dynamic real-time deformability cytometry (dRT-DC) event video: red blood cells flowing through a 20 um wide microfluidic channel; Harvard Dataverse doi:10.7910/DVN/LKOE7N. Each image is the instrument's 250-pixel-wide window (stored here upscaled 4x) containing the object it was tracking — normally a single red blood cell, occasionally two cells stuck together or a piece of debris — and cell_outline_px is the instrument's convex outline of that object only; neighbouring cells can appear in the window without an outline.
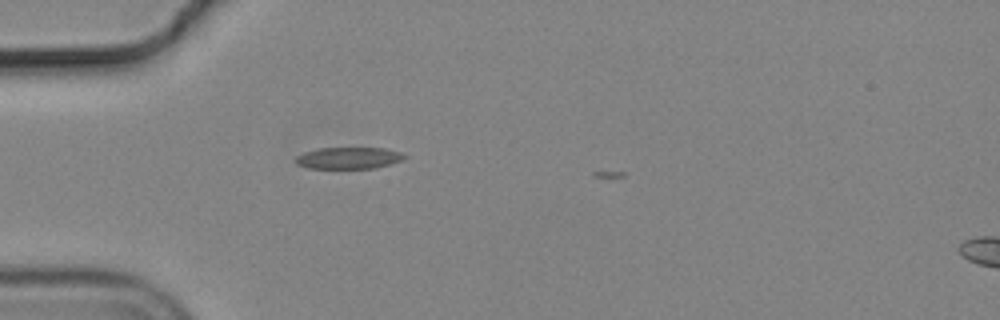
{"species": "common noctule bat (a hibernating species)", "species_latin": "Nyctalus noctula", "temperature_condition": "cold", "stored_images_in_passage": 4, "camera_frame_rate_fps": 3000, "um_per_image_px": 0.085, "animal": {"sex": "male", "body_mass_g": 19.2, "forearm_length_mm": 51.8}, "frame": {"image": 1, "passage_image": 1, "time_ms": 0.0, "image_size_px": [1000, 320], "cell_outline_px": [[408, 156], [404, 160], [392, 164], [376, 168], [308, 168], [296, 164], [292, 160], [296, 156], [304, 152], [320, 148], [384, 148], [400, 152]], "centroid_in_image_um": [29.64, 13.43], "position_along_channel_um": 55.4, "area_um2": 13.93}}